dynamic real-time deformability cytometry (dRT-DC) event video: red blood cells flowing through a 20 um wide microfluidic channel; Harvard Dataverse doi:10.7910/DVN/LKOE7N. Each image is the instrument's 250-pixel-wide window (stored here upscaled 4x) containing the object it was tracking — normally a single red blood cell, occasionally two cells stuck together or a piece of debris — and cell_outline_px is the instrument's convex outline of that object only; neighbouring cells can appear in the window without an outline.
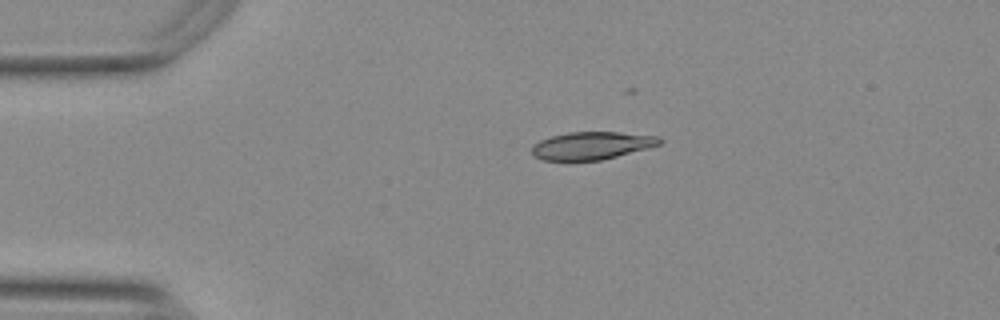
{"species": "Egyptian fruit bat (a non-hibernating species)", "species_latin": "Rousettus aegyptiacus", "temperature_condition": "warm", "stored_images_in_passage": 16, "camera_frame_rate_fps": 3000, "um_per_image_px": 0.085, "animal": {"sex": "female"}, "frame": {"image": 1, "passage_image": 1, "time_ms": 0.0, "image_size_px": [1000, 320], "cell_outline_px": [[664, 140], [660, 144], [648, 148], [600, 160], [544, 160], [532, 156], [532, 148], [540, 140], [552, 136], [568, 132], [616, 132], [660, 136]], "centroid_in_image_um": [50.32, 12.37], "position_along_channel_um": 34.7, "area_um2": 20.46}}
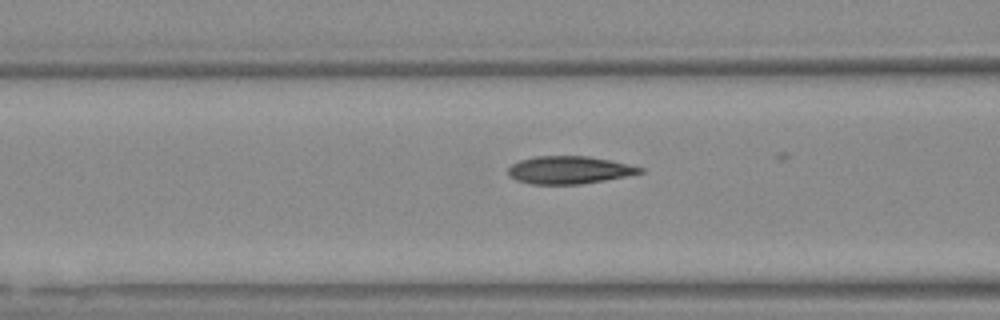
{"frame": {"image": 2, "passage_image": 11, "time_ms": 3.333, "image_size_px": [1000, 320], "cell_outline_px": [[644, 172], [604, 180], [580, 184], [532, 184], [516, 180], [508, 176], [508, 168], [512, 164], [520, 160], [536, 156], [588, 156], [628, 164], [644, 168]], "centroid_in_image_um": [48.34, 14.45], "position_along_channel_um": 118.3, "area_um2": 21.1}}
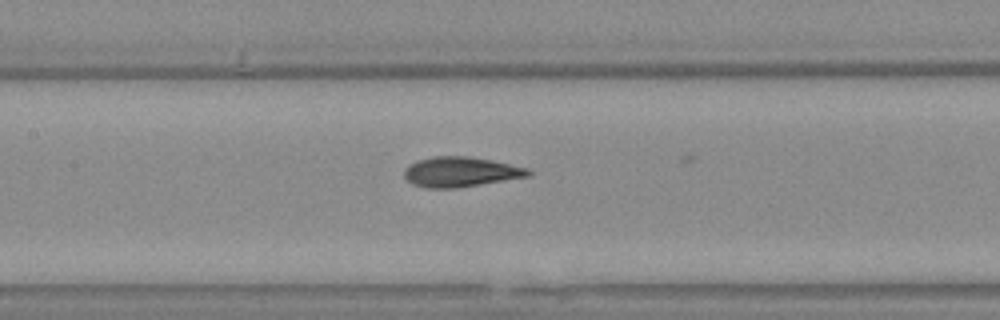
{"frame": {"image": 3, "passage_image": 15, "time_ms": 4.667, "image_size_px": [1000, 320], "cell_outline_px": [[532, 176], [456, 188], [428, 188], [412, 184], [404, 176], [404, 168], [408, 164], [416, 160], [432, 156], [468, 156], [492, 160], [528, 168], [532, 172]], "centroid_in_image_um": [39.15, 14.6], "position_along_channel_um": 168.3, "area_um2": 21.91}}